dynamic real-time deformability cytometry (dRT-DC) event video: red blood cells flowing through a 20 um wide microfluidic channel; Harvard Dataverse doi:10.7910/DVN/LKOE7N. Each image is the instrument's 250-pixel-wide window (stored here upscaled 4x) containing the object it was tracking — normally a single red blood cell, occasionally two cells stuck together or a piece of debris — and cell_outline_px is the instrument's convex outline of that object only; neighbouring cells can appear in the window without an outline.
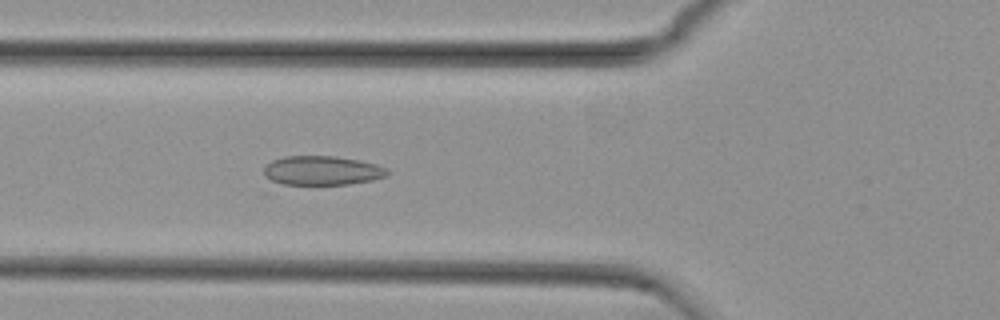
{"species": "common noctule bat (a hibernating species)", "species_latin": "Nyctalus noctula", "temperature_condition": "cold", "stored_images_in_passage": 45, "camera_frame_rate_fps": 3000, "um_per_image_px": 0.085, "animal": {"sex": "female", "body_mass_g": 29.2, "forearm_length_mm": 56.3}, "frame": {"image": 1, "passage_image": 17, "time_ms": 5.333, "image_size_px": [1000, 320], "cell_outline_px": [[392, 172], [388, 176], [372, 180], [348, 184], [268, 184], [264, 176], [264, 168], [272, 160], [284, 156], [336, 156], [376, 164], [388, 168]], "centroid_in_image_um": [27.34, 14.51], "position_along_channel_um": 98.5, "area_um2": 21.39}}
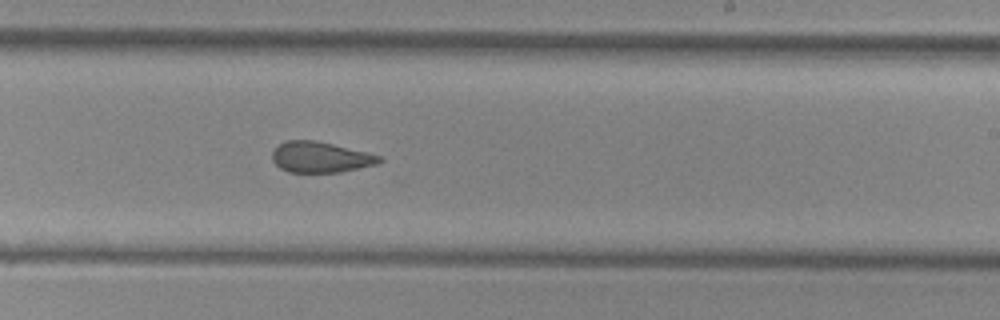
{"frame": {"image": 2, "passage_image": 30, "time_ms": 9.667, "image_size_px": [1000, 320], "cell_outline_px": [[384, 160], [380, 164], [340, 172], [288, 172], [280, 168], [272, 160], [272, 152], [284, 140], [316, 140], [380, 156]], "centroid_in_image_um": [27.23, 13.37], "position_along_channel_um": 261.8, "area_um2": 19.13}}
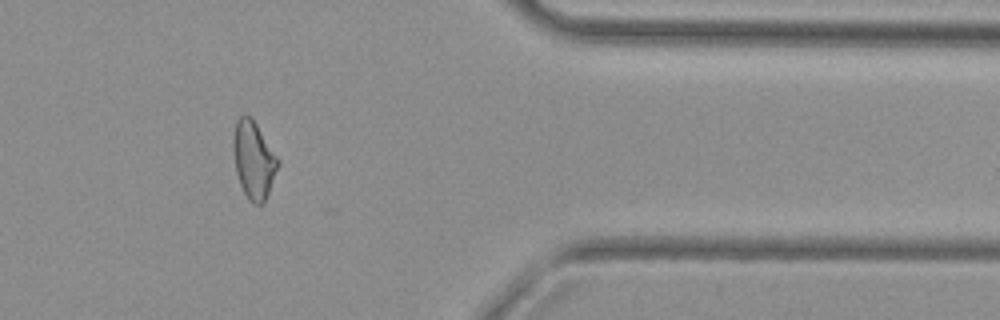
{"frame": {"image": 3, "passage_image": 42, "time_ms": 13.667, "image_size_px": [1000, 320], "cell_outline_px": [[280, 164], [268, 192], [264, 200], [260, 204], [252, 204], [248, 200], [240, 184], [236, 172], [232, 148], [232, 140], [236, 120], [244, 112], [256, 124], [280, 160]], "centroid_in_image_um": [21.54, 13.58], "position_along_channel_um": 389.9, "area_um2": 20.11}, "authors_computed_cell_mechanics": {"area_um2": 20.5768, "velocity_mm_per_s": 3.7676, "shape_relaxation_time_tau1_ms": null, "shape_relaxation_time_tau2_ms": 1.8672, "deformation_change_tau1": null, "deformation_change_tau2": 0.0945}}